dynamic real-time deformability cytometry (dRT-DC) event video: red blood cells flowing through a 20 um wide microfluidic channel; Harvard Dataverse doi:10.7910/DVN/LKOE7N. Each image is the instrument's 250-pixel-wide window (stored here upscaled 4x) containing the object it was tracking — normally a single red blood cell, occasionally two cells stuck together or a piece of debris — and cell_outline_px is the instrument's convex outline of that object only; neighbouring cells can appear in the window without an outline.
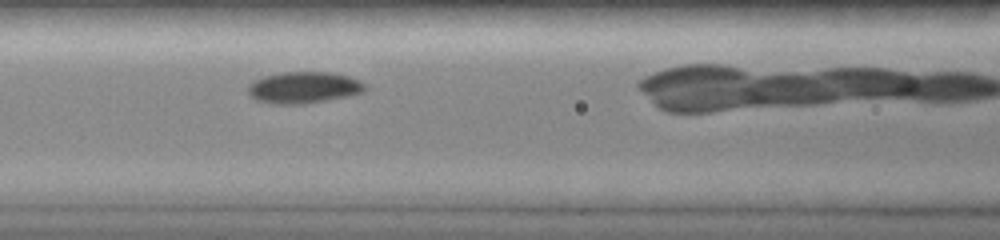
{"species": "common noctule bat (a hibernating species)", "species_latin": "Nyctalus noctula", "temperature_condition": "room temperature", "stored_images_in_passage": 27, "camera_frame_rate_fps": 3000, "um_per_image_px": 0.085, "animal": {"sex": "female", "body_mass_g": 19.0, "forearm_length_mm": 51.5}, "frame": {"image": 1, "passage_image": 8, "time_ms": 2.333, "image_size_px": [1000, 240], "cell_outline_px": [[368, 88], [364, 92], [348, 96], [304, 104], [272, 104], [256, 100], [248, 92], [248, 84], [252, 80], [264, 76], [280, 72], [332, 72], [348, 76], [360, 80]], "centroid_in_image_um": [25.81, 7.43], "position_along_channel_um": 140.8, "area_um2": 21.73}}
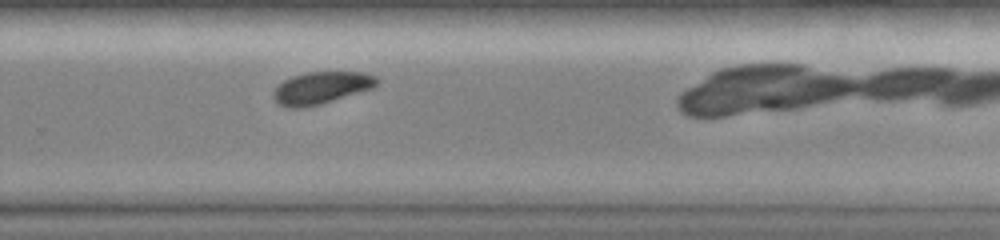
{"frame": {"image": 2, "passage_image": 20, "time_ms": 6.333, "image_size_px": [1000, 240], "cell_outline_px": [[380, 80], [372, 88], [320, 104], [304, 108], [292, 108], [280, 104], [272, 96], [272, 92], [284, 80], [292, 76], [304, 72], [368, 72], [376, 76]], "centroid_in_image_um": [27.32, 7.45], "position_along_channel_um": 302.5, "area_um2": 19.31}}
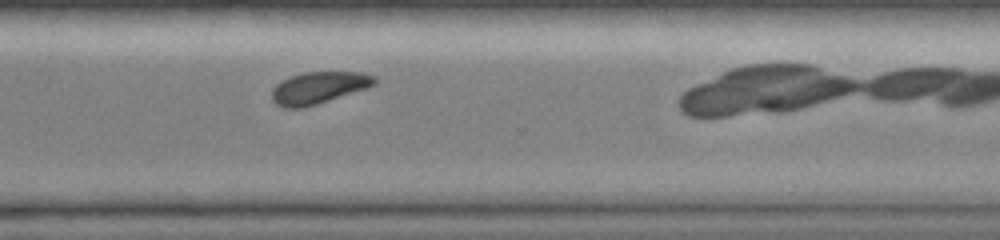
{"frame": {"image": 3, "passage_image": 23, "time_ms": 7.333, "image_size_px": [1000, 240], "cell_outline_px": [[376, 84], [368, 88], [304, 108], [284, 108], [276, 104], [272, 100], [272, 88], [276, 84], [292, 76], [304, 72], [364, 72], [376, 76]], "centroid_in_image_um": [27.11, 7.46], "position_along_channel_um": 343.5, "area_um2": 19.19}}